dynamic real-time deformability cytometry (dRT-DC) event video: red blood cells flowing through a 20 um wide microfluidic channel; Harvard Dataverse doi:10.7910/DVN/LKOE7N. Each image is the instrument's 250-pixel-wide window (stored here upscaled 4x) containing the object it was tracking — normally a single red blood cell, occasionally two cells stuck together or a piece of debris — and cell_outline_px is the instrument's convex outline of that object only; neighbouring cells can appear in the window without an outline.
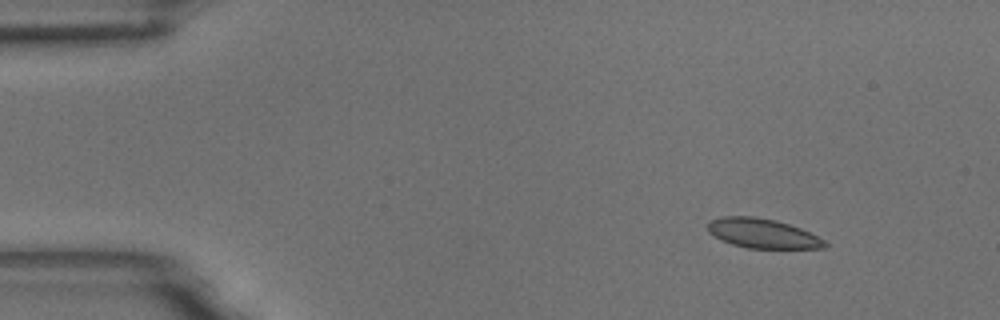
{"species": "common noctule bat (a hibernating species)", "species_latin": "Nyctalus noctula", "temperature_condition": "room temperature", "stored_images_in_passage": 4, "camera_frame_rate_fps": 3000, "um_per_image_px": 0.085, "animal": {"sex": "male", "body_mass_g": 18.8}, "frame": {"image": 1, "passage_image": 1, "time_ms": 0.0, "image_size_px": [1000, 320], "cell_outline_px": [[828, 244], [824, 248], [748, 248], [732, 244], [720, 240], [708, 232], [708, 220], [720, 216], [752, 216], [776, 220], [800, 228], [824, 240]], "centroid_in_image_um": [64.76, 19.83], "position_along_channel_um": 20.2, "area_um2": 20.11}}
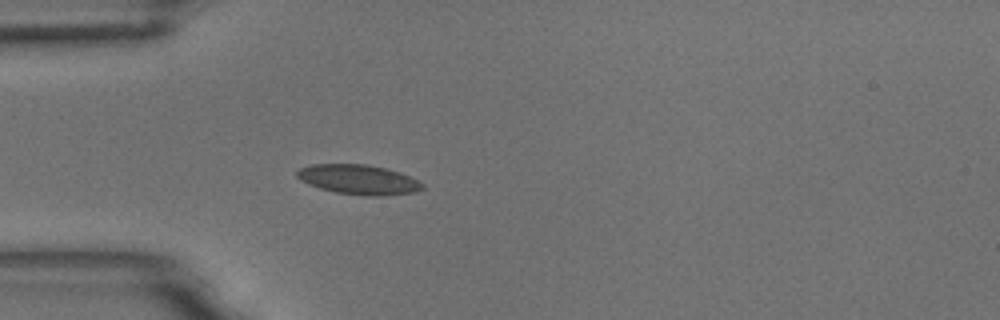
{"frame": {"image": 2, "passage_image": 4, "time_ms": 1.0, "image_size_px": [1000, 320], "cell_outline_px": [[424, 188], [416, 192], [380, 196], [368, 196], [336, 192], [320, 188], [308, 184], [300, 180], [296, 176], [296, 172], [300, 168], [312, 164], [364, 164], [384, 168], [400, 172], [424, 184]], "centroid_in_image_um": [30.46, 15.26], "position_along_channel_um": 54.5, "area_um2": 21.62}}